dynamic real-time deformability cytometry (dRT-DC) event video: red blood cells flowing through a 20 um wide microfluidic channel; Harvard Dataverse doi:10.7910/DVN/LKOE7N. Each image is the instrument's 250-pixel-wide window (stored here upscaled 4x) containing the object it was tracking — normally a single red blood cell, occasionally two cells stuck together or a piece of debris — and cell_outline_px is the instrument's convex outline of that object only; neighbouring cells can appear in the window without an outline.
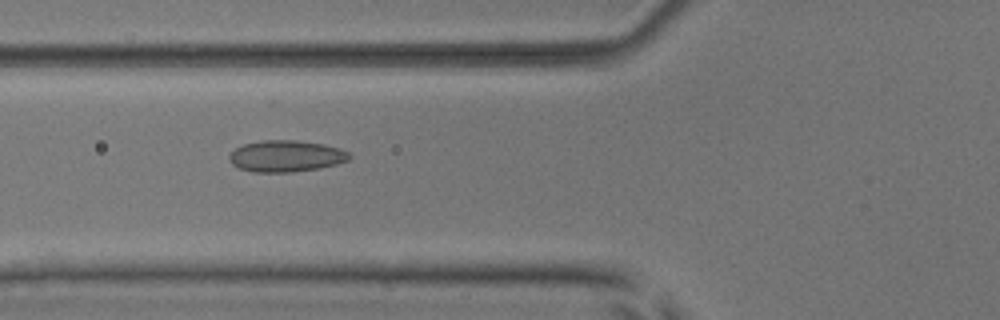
{"species": "common noctule bat (a hibernating species)", "species_latin": "Nyctalus noctula", "temperature_condition": "room temperature", "stored_images_in_passage": 40, "camera_frame_rate_fps": 3000, "um_per_image_px": 0.085, "animal": {"sex": "male", "body_mass_g": 17.9, "forearm_length_mm": 54.2}, "frame": {"image": 1, "passage_image": 7, "time_ms": 2.0, "image_size_px": [1000, 320], "cell_outline_px": [[352, 156], [348, 160], [336, 164], [320, 168], [288, 172], [252, 172], [240, 168], [232, 164], [228, 160], [228, 156], [236, 148], [244, 144], [264, 140], [296, 140], [324, 144], [340, 148], [348, 152]], "centroid_in_image_um": [24.31, 13.27], "position_along_channel_um": 101.5, "area_um2": 22.02}}
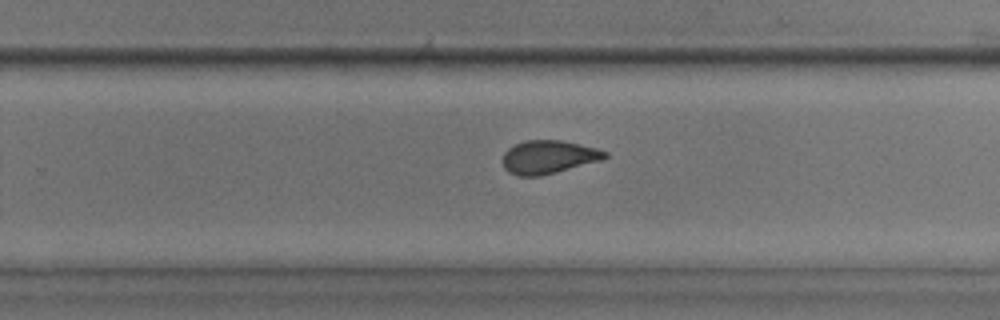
{"frame": {"image": 2, "passage_image": 21, "time_ms": 6.667, "image_size_px": [1000, 320], "cell_outline_px": [[608, 156], [600, 160], [540, 176], [516, 176], [508, 172], [504, 168], [504, 152], [508, 148], [524, 140], [560, 140], [580, 144], [596, 148], [608, 152]], "centroid_in_image_um": [46.6, 13.34], "position_along_channel_um": 283.2, "area_um2": 19.65}}
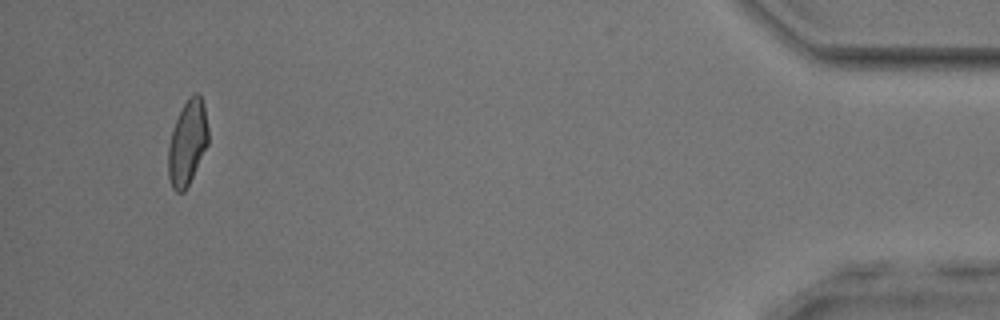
{"frame": {"image": 3, "passage_image": 37, "time_ms": 12.0, "image_size_px": [1000, 320], "cell_outline_px": [[208, 144], [184, 192], [176, 192], [172, 188], [168, 176], [168, 144], [176, 120], [188, 96], [192, 92], [196, 92], [200, 96], [204, 104], [208, 128]], "centroid_in_image_um": [15.93, 12.11], "position_along_channel_um": 419.3, "area_um2": 19.65}, "authors_computed_cell_mechanics": {"area_um2": 20.3167, "velocity_mm_per_s": 3.9061, "shape_relaxation_time_tau1_ms": 6.1521, "shape_relaxation_time_tau2_ms": 1.5505, "deformation_change_tau1": 0.1407, "deformation_change_tau2": 0.0905}}